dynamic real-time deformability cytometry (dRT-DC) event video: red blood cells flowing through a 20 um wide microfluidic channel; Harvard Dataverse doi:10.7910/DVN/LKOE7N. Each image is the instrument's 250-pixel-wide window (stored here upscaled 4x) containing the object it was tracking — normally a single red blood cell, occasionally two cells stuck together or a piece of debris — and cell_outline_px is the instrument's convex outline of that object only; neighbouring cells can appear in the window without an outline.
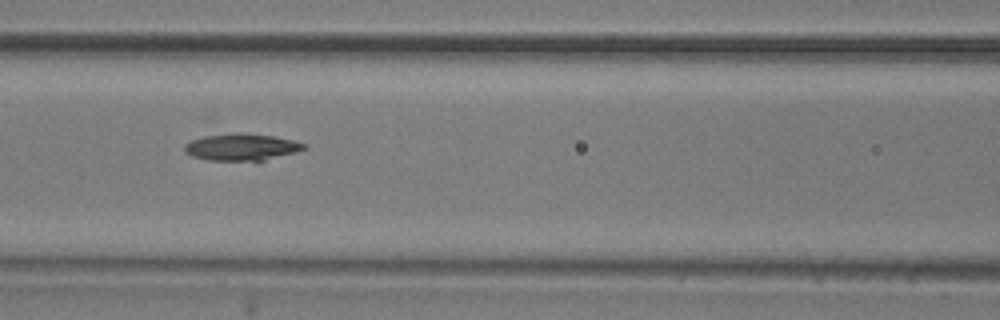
{"species": "common noctule bat (a hibernating species)", "species_latin": "Nyctalus noctula", "temperature_condition": "room temperature", "stored_images_in_passage": 6, "camera_frame_rate_fps": 3000, "um_per_image_px": 0.085, "animal": {"sex": "male", "body_mass_g": 20.5, "forearm_length_mm": 52.5}, "frame": {"image": 1, "passage_image": 6, "time_ms": 1.667, "image_size_px": [1000, 320], "cell_outline_px": [[308, 148], [256, 164], [208, 160], [192, 156], [184, 152], [184, 144], [192, 140], [204, 136], [236, 132], [240, 132], [272, 136], [292, 140], [308, 144]], "centroid_in_image_um": [20.56, 12.55], "position_along_channel_um": 146.0, "area_um2": 19.65}}